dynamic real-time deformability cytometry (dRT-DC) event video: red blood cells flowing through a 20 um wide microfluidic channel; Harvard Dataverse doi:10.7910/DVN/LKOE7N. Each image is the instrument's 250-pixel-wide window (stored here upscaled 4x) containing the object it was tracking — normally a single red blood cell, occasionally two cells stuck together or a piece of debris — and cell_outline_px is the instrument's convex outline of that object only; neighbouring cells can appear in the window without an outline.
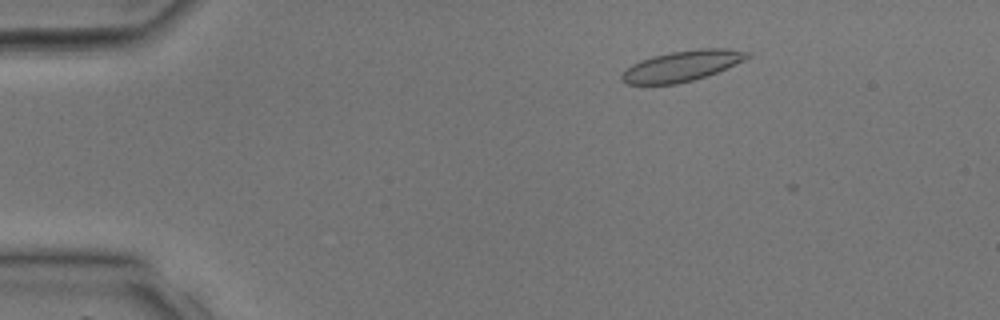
{"species": "common noctule bat (a hibernating species)", "species_latin": "Nyctalus noctula", "temperature_condition": "room temperature", "stored_images_in_passage": 2, "camera_frame_rate_fps": 3000, "um_per_image_px": 0.085, "animal": {"sex": "male", "body_mass_g": 17.9, "forearm_length_mm": 54.2}, "frame": {"image": 1, "passage_image": 1, "time_ms": 0.0, "image_size_px": [1000, 320], "cell_outline_px": [[752, 56], [736, 64], [716, 72], [692, 80], [676, 84], [624, 84], [620, 80], [620, 76], [632, 64], [640, 60], [652, 56], [672, 52], [700, 48], [724, 48], [752, 52]], "centroid_in_image_um": [57.97, 5.6], "position_along_channel_um": 27.0, "area_um2": 22.31}}